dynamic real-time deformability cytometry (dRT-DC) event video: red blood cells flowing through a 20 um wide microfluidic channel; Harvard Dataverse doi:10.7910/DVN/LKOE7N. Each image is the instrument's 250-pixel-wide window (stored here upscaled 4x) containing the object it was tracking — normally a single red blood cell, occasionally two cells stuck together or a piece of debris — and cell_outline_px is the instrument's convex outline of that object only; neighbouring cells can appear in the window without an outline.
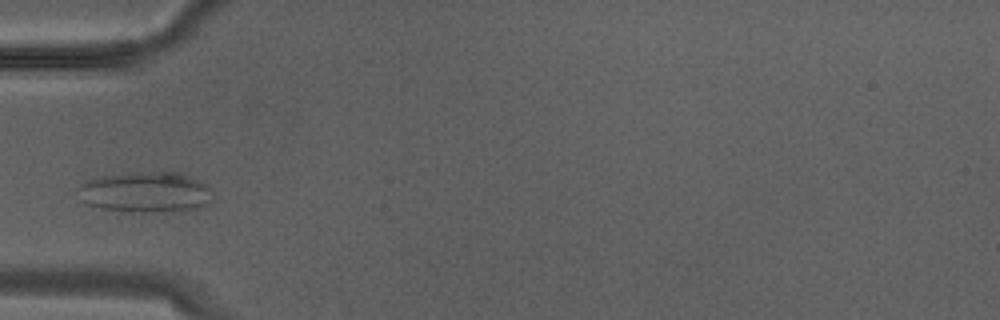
{"species": "Egyptian fruit bat (a non-hibernating species)", "species_latin": "Rousettus aegyptiacus", "temperature_condition": "warm", "stored_images_in_passage": 10, "camera_frame_rate_fps": 3000, "um_per_image_px": 0.085, "animal": {"sex": "male"}, "frame": {"image": 1, "passage_image": 6, "time_ms": 1.667, "image_size_px": [1000, 320], "cell_outline_px": [[212, 200], [208, 204], [200, 208], [144, 212], [124, 212], [104, 208], [88, 204], [84, 200], [76, 188], [80, 184], [88, 180], [104, 176], [152, 172], [176, 172], [188, 176], [208, 184]], "centroid_in_image_um": [12.4, 16.34], "position_along_channel_um": 72.6, "area_um2": 31.27}}